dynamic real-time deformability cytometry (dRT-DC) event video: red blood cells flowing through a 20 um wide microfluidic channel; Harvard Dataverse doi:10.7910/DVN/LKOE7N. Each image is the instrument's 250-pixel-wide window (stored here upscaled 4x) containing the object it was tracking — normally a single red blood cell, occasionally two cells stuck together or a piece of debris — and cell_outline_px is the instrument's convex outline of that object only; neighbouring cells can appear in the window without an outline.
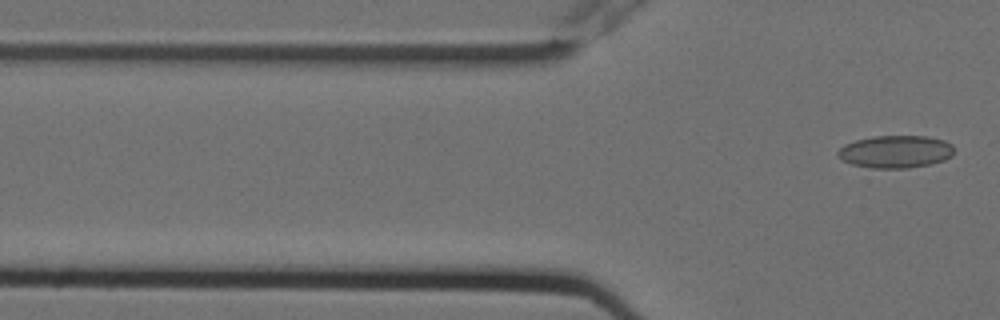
{"species": "Egyptian fruit bat (a non-hibernating species)", "species_latin": "Rousettus aegyptiacus", "temperature_condition": "cold", "stored_images_in_passage": 6, "segment_of_instrument_passage": [2, 2], "camera_frame_rate_fps": 3000, "um_per_image_px": 0.085, "animal": {"sex": "female"}, "frame": {"image": 1, "passage_image": 6, "time_ms": 1.667, "image_size_px": [1000, 320], "cell_outline_px": [[952, 156], [944, 160], [928, 164], [908, 168], [872, 168], [852, 164], [836, 156], [836, 152], [844, 144], [856, 140], [872, 136], [928, 136], [944, 140], [952, 144]], "centroid_in_image_um": [76.1, 12.88], "position_along_channel_um": 49.7, "area_um2": 22.02}}